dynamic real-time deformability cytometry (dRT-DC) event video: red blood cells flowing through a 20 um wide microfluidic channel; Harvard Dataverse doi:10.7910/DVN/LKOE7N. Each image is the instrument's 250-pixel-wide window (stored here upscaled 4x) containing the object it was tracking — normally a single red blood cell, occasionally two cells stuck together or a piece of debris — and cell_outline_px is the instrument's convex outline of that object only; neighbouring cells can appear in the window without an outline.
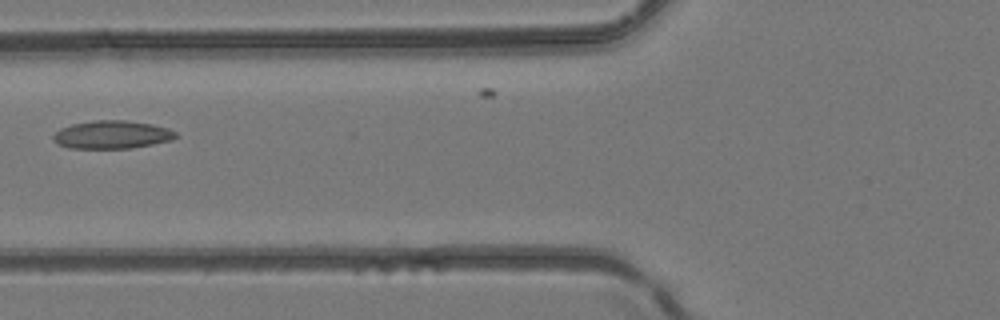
{"species": "common noctule bat (a hibernating species)", "species_latin": "Nyctalus noctula", "temperature_condition": "room temperature", "stored_images_in_passage": 6, "camera_frame_rate_fps": 3000, "um_per_image_px": 0.085, "animal": {"sex": "female", "body_mass_g": 24.6, "forearm_length_mm": 56.2}, "frame": {"image": 1, "passage_image": 5, "time_ms": 1.333, "image_size_px": [1000, 320], "cell_outline_px": [[180, 136], [172, 140], [152, 144], [128, 148], [68, 148], [56, 144], [52, 140], [52, 136], [60, 128], [72, 124], [92, 120], [124, 120], [152, 124], [168, 128], [176, 132]], "centroid_in_image_um": [9.5, 11.44], "position_along_channel_um": 116.3, "area_um2": 20.17}}